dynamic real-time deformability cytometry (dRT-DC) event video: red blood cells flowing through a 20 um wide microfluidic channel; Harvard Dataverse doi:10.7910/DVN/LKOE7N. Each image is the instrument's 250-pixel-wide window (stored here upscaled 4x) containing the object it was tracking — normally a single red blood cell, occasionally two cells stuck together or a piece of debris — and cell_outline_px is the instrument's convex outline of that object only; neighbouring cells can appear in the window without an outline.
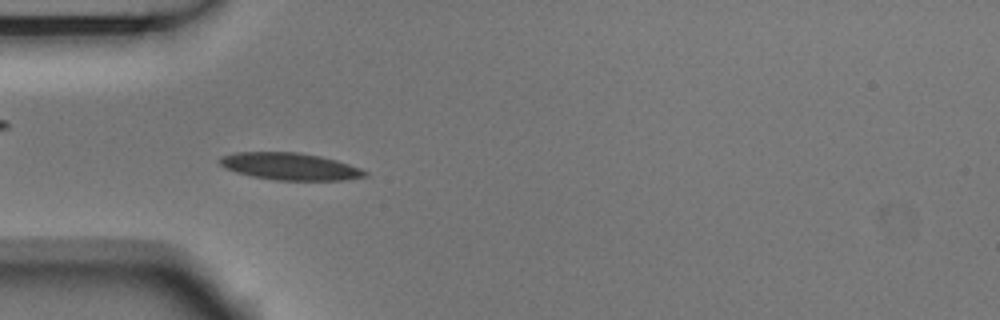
{"species": "Egyptian fruit bat (a non-hibernating species)", "species_latin": "Rousettus aegyptiacus", "temperature_condition": "room temperature", "stored_images_in_passage": 5, "camera_frame_rate_fps": 3000, "um_per_image_px": 0.085, "animal": {"sex": "male"}, "frame": {"image": 1, "passage_image": 4, "time_ms": 1.0, "image_size_px": [1000, 320], "cell_outline_px": [[368, 176], [344, 180], [276, 180], [252, 176], [236, 172], [224, 168], [216, 160], [220, 156], [236, 152], [296, 152], [320, 156], [336, 160], [360, 168], [368, 172]], "centroid_in_image_um": [24.61, 14.14], "position_along_channel_um": 60.4, "area_um2": 23.0}}
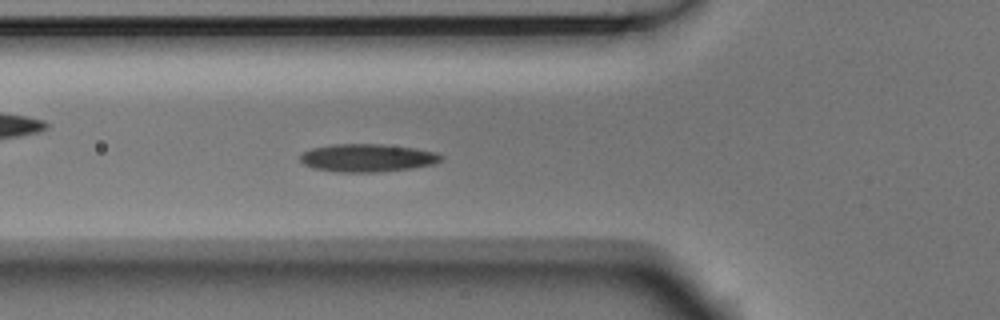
{"frame": {"image": 2, "passage_image": 5, "time_ms": 1.333, "image_size_px": [1000, 320], "cell_outline_px": [[444, 156], [436, 164], [412, 168], [380, 172], [336, 172], [312, 168], [304, 164], [300, 160], [300, 156], [304, 152], [312, 148], [332, 144], [384, 144], [416, 148], [436, 152]], "centroid_in_image_um": [31.25, 13.42], "position_along_channel_um": 94.5, "area_um2": 23.12}}